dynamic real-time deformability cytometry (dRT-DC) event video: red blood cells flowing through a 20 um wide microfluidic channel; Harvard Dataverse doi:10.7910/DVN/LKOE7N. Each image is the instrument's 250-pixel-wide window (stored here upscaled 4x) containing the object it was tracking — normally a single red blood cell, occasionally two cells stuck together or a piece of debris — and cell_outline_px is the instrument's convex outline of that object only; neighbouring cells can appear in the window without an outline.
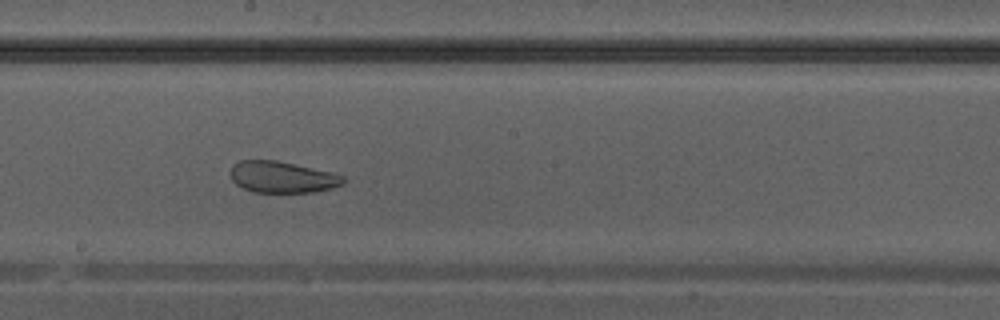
{"species": "Egyptian fruit bat (a non-hibernating species)", "species_latin": "Rousettus aegyptiacus", "temperature_condition": "warm", "stored_images_in_passage": 34, "camera_frame_rate_fps": 3000, "um_per_image_px": 0.085, "animal": {"sex": "male"}, "frame": {"image": 1, "passage_image": 15, "time_ms": 4.667, "image_size_px": [1000, 320], "cell_outline_px": [[348, 180], [344, 184], [332, 188], [316, 192], [252, 192], [236, 184], [232, 180], [232, 164], [240, 160], [276, 160], [336, 172], [344, 176]], "centroid_in_image_um": [24.07, 15.05], "position_along_channel_um": 224.1, "area_um2": 20.98}}